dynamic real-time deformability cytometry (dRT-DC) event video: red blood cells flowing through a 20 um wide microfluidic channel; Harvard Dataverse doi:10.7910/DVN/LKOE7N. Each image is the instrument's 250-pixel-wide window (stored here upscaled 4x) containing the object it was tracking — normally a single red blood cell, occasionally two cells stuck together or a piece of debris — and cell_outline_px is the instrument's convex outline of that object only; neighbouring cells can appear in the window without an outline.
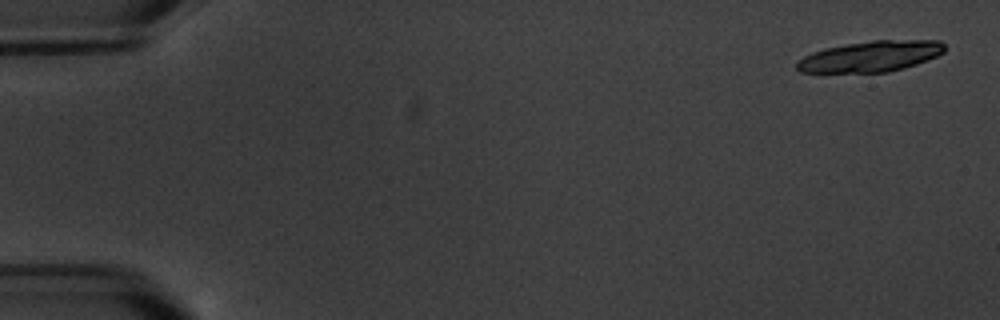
{"species": "common noctule bat (a hibernating species)", "species_latin": "Nyctalus noctula", "temperature_condition": "warm", "stored_images_in_passage": 5, "segment_of_instrument_passage": [1, 2], "camera_frame_rate_fps": 3000, "um_per_image_px": 0.085, "animal": {"sex": "male", "body_mass_g": 20.1, "forearm_length_mm": 53.5}, "frame": {"image": 1, "passage_image": 1, "time_ms": 0.0, "image_size_px": [1000, 320], "cell_outline_px": [[944, 52], [936, 56], [916, 64], [904, 68], [888, 72], [800, 72], [796, 68], [796, 64], [804, 56], [812, 52], [824, 48], [872, 40], [940, 40], [944, 44]], "centroid_in_image_um": [74.01, 4.78], "position_along_channel_um": 11.0, "area_um2": 26.36}}
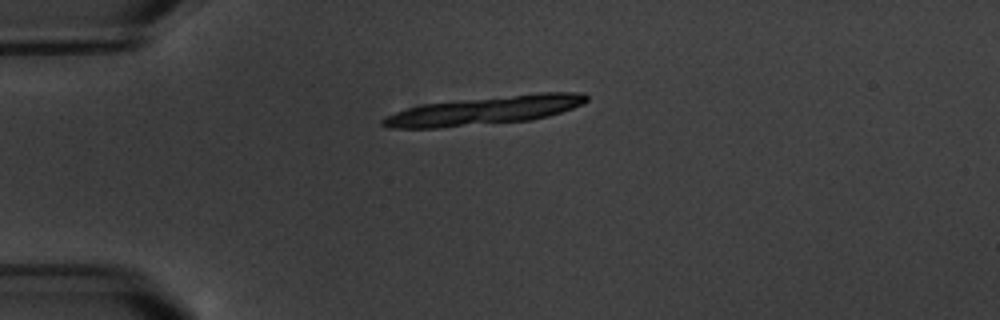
{"frame": {"image": 2, "passage_image": 4, "time_ms": 4.333, "image_size_px": [1000, 320], "cell_outline_px": [[588, 100], [584, 104], [548, 116], [532, 120], [440, 128], [388, 128], [380, 124], [380, 120], [384, 116], [408, 108], [424, 104], [540, 92], [584, 92], [588, 96]], "centroid_in_image_um": [41.21, 9.4], "position_along_channel_um": 43.8, "area_um2": 33.81}}